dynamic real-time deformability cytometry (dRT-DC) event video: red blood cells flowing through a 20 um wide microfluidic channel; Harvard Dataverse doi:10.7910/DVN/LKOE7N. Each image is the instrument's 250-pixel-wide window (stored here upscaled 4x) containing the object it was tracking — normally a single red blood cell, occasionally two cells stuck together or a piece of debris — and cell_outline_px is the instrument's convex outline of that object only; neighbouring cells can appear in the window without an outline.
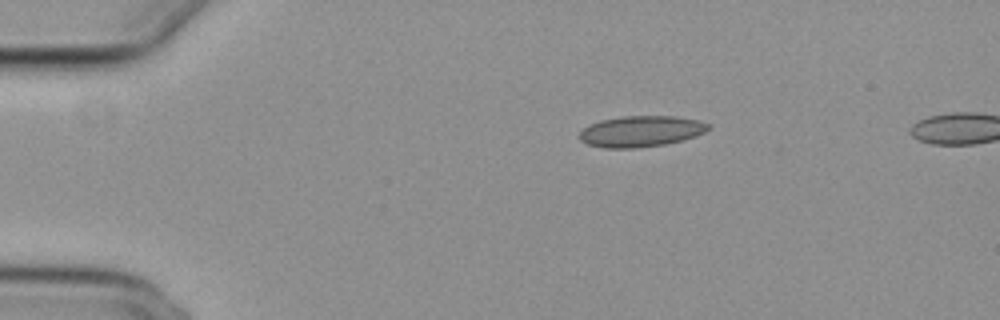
{"species": "common noctule bat (a hibernating species)", "species_latin": "Nyctalus noctula", "temperature_condition": "cold", "stored_images_in_passage": 35, "camera_frame_rate_fps": 3000, "um_per_image_px": 0.085, "animal": {"sex": "female", "body_mass_g": 29.2, "forearm_length_mm": 56.3}, "frame": {"image": 1, "passage_image": 1, "time_ms": 0.0, "image_size_px": [1000, 320], "cell_outline_px": [[712, 128], [696, 136], [684, 140], [664, 144], [632, 148], [604, 148], [588, 144], [580, 140], [580, 132], [588, 124], [600, 120], [624, 116], [676, 116], [700, 120], [712, 124]], "centroid_in_image_um": [54.53, 11.15], "position_along_channel_um": 30.5, "area_um2": 23.47}}
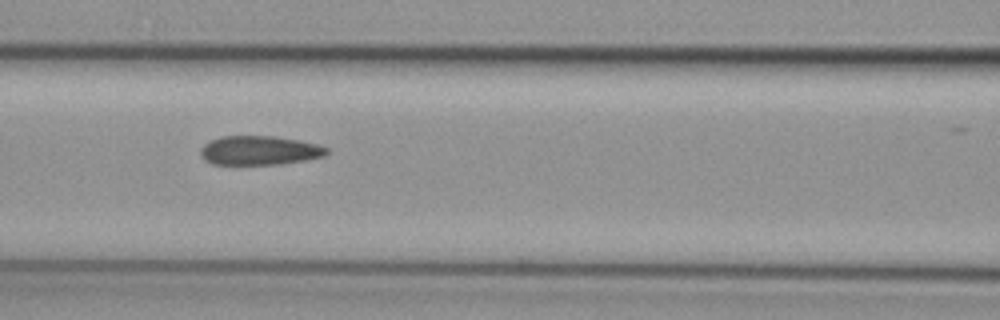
{"frame": {"image": 2, "passage_image": 15, "time_ms": 4.667, "image_size_px": [1000, 320], "cell_outline_px": [[328, 152], [324, 156], [304, 160], [280, 164], [212, 164], [204, 160], [200, 152], [200, 148], [208, 140], [220, 136], [276, 136], [300, 140], [316, 144], [328, 148]], "centroid_in_image_um": [22.02, 12.77], "position_along_channel_um": 144.6, "area_um2": 21.5}}
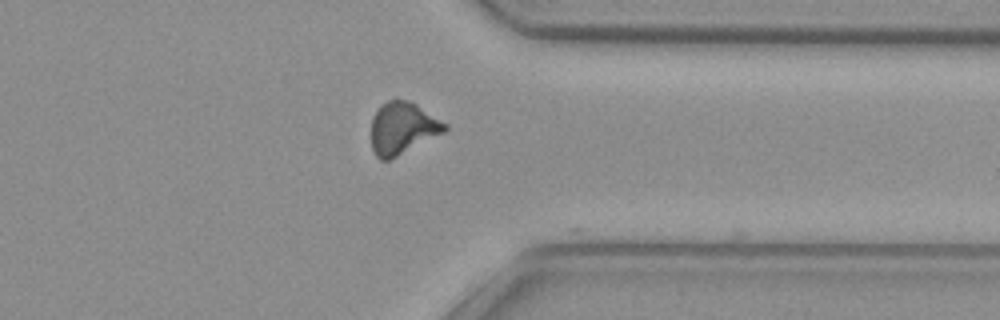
{"frame": {"image": 3, "passage_image": 34, "time_ms": 11.0, "image_size_px": [1000, 320], "cell_outline_px": [[448, 128], [444, 132], [388, 160], [380, 160], [376, 156], [372, 148], [372, 116], [388, 100], [408, 100], [416, 104], [448, 124]], "centroid_in_image_um": [34.22, 10.89], "position_along_channel_um": 377.2, "area_um2": 21.85}}